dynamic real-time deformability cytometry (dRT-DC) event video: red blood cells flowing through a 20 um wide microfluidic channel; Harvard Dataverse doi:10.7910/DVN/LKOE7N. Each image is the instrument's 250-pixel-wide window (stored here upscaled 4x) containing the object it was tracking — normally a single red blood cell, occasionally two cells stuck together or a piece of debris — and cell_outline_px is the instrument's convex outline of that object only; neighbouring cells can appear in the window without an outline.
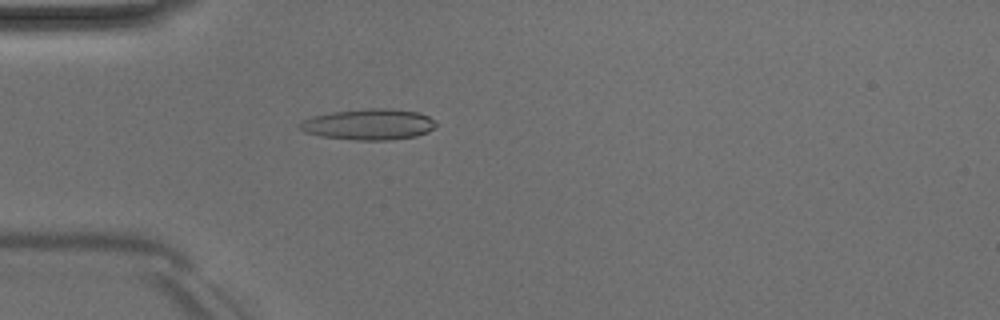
{"species": "Egyptian fruit bat (a non-hibernating species)", "species_latin": "Rousettus aegyptiacus", "temperature_condition": "room temperature", "stored_images_in_passage": 10, "camera_frame_rate_fps": 3000, "um_per_image_px": 0.085, "animal": {"sex": "male"}, "frame": {"image": 1, "passage_image": 2, "time_ms": 0.333, "image_size_px": [1000, 320], "cell_outline_px": [[436, 124], [428, 132], [416, 136], [392, 140], [356, 140], [320, 136], [304, 132], [296, 124], [300, 120], [312, 116], [332, 112], [368, 108], [392, 108], [420, 112], [428, 116]], "centroid_in_image_um": [31.31, 10.56], "position_along_channel_um": 53.7, "area_um2": 24.8}}